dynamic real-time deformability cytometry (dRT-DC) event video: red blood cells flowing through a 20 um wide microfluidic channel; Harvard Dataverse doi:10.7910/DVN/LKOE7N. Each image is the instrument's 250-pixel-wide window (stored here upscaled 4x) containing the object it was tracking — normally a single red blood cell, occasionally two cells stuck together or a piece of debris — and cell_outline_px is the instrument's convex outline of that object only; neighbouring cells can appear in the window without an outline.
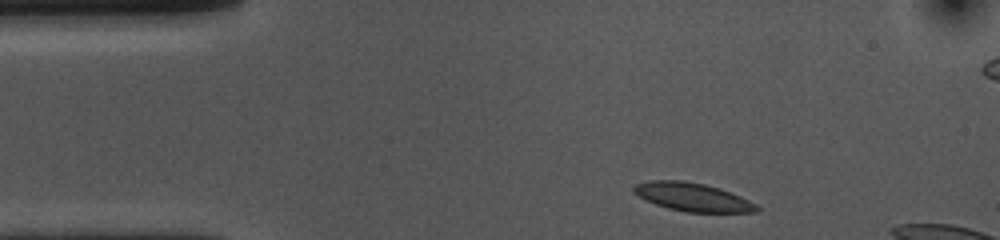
{"species": "common noctule bat (a hibernating species)", "species_latin": "Nyctalus noctula", "temperature_condition": "cold", "stored_images_in_passage": 8, "camera_frame_rate_fps": 3000, "um_per_image_px": 0.085, "animal": {"sex": "female", "body_mass_g": 10.0, "forearm_length_mm": 53.1}, "frame": {"image": 1, "passage_image": 1, "time_ms": 0.0, "image_size_px": [1000, 240], "cell_outline_px": [[760, 208], [756, 212], [688, 212], [668, 208], [656, 204], [632, 192], [632, 188], [636, 184], [652, 180], [684, 180], [704, 184], [720, 188], [740, 196], [756, 204]], "centroid_in_image_um": [58.88, 16.74], "position_along_channel_um": 26.1, "area_um2": 20.11}}